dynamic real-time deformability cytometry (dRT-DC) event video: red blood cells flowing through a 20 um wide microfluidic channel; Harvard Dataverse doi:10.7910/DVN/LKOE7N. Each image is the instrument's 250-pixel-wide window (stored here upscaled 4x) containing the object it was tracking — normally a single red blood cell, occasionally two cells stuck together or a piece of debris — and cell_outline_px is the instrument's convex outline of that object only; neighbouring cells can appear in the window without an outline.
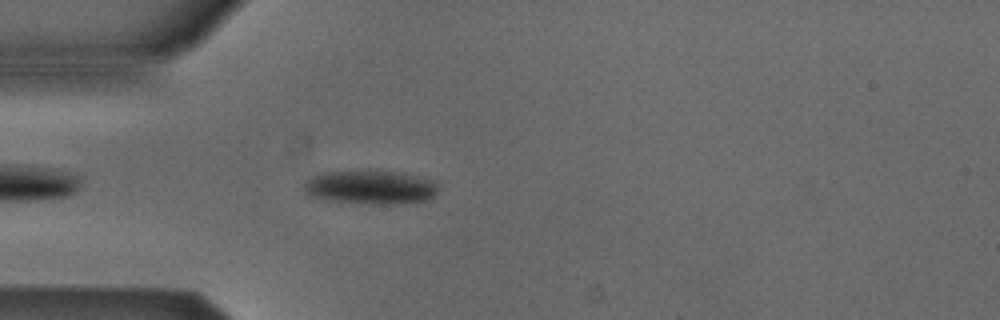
{"species": "Egyptian fruit bat (a non-hibernating species)", "species_latin": "Rousettus aegyptiacus", "temperature_condition": "cold", "stored_images_in_passage": 40, "camera_frame_rate_fps": 3000, "um_per_image_px": 0.085, "animal": {"sex": "male"}, "frame": {"image": 1, "passage_image": 4, "time_ms": 1.0, "image_size_px": [1000, 320], "cell_outline_px": [[436, 192], [432, 196], [424, 200], [392, 204], [368, 204], [328, 200], [308, 196], [304, 192], [304, 184], [312, 176], [320, 172], [368, 168], [400, 172], [436, 180]], "centroid_in_image_um": [31.43, 15.87], "position_along_channel_um": 53.6, "area_um2": 27.22}}
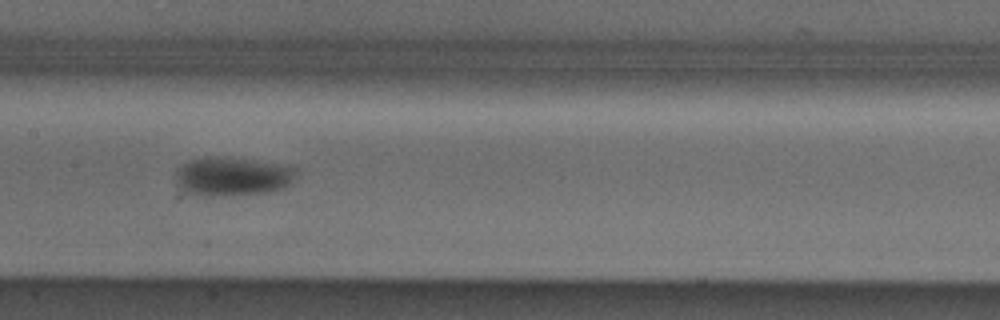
{"frame": {"image": 2, "passage_image": 15, "time_ms": 4.667, "image_size_px": [1000, 320], "cell_outline_px": [[296, 168], [292, 180], [284, 188], [268, 192], [212, 196], [200, 196], [188, 192], [180, 188], [176, 184], [176, 168], [188, 160], [208, 156], [292, 164]], "centroid_in_image_um": [19.73, 14.98], "position_along_channel_um": 187.7, "area_um2": 27.34}}
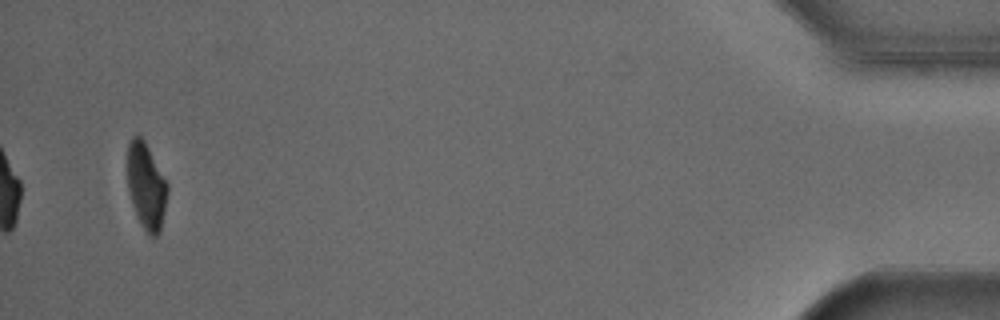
{"frame": {"image": 3, "passage_image": 40, "time_ms": 13.0, "image_size_px": [1000, 320], "cell_outline_px": [[168, 192], [160, 232], [156, 236], [148, 236], [132, 204], [128, 192], [128, 144], [132, 136], [136, 132], [144, 140], [168, 184]], "centroid_in_image_um": [12.43, 15.8], "position_along_channel_um": 422.8, "area_um2": 19.94}, "authors_computed_cell_mechanics": {"area_um2": 24.9696, "velocity_mm_per_s": 3.8587, "shape_relaxation_time_tau1_ms": 3.471, "shape_relaxation_time_tau2_ms": null, "deformation_change_tau1": 0.1056, "deformation_change_tau2": null}}